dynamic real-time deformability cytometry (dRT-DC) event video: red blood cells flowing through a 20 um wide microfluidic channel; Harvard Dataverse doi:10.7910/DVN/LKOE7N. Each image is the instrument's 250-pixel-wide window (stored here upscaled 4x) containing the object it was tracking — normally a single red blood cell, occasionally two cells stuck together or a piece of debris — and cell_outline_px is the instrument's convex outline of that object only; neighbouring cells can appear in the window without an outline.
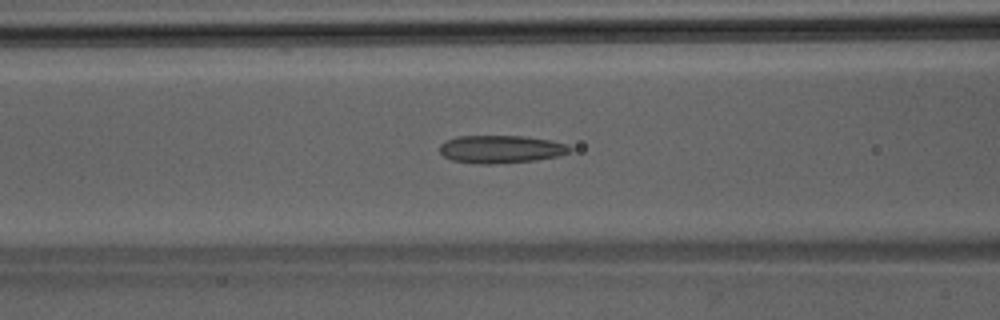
{"species": "Egyptian fruit bat (a non-hibernating species)", "species_latin": "Rousettus aegyptiacus", "temperature_condition": "room temperature", "stored_images_in_passage": 46, "camera_frame_rate_fps": 3000, "um_per_image_px": 0.085, "animal": {"sex": "male"}, "frame": {"image": 1, "passage_image": 19, "time_ms": 6.0, "image_size_px": [1000, 320], "cell_outline_px": [[572, 148], [568, 152], [560, 156], [536, 160], [492, 164], [480, 164], [452, 160], [444, 156], [440, 152], [440, 144], [444, 140], [456, 136], [524, 136], [548, 140], [564, 144]], "centroid_in_image_um": [42.53, 12.68], "position_along_channel_um": 124.1, "area_um2": 21.04}}
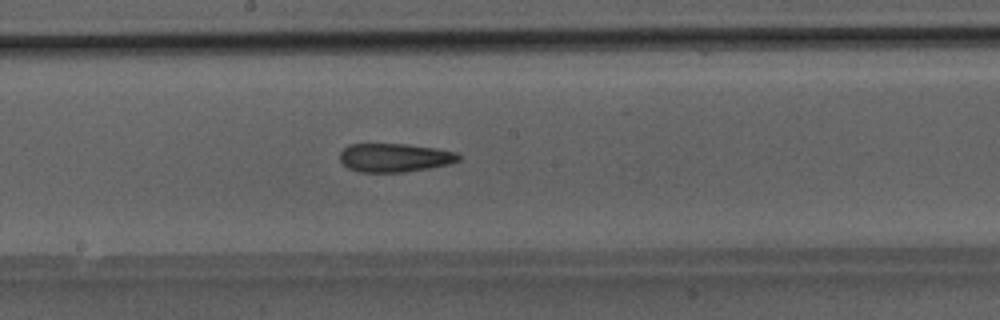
{"frame": {"image": 2, "passage_image": 25, "time_ms": 8.0, "image_size_px": [1000, 320], "cell_outline_px": [[460, 160], [448, 164], [428, 168], [404, 172], [360, 172], [348, 168], [340, 160], [340, 152], [348, 144], [404, 144], [436, 148], [456, 152], [460, 156]], "centroid_in_image_um": [33.53, 13.4], "position_along_channel_um": 214.7, "area_um2": 19.71}}
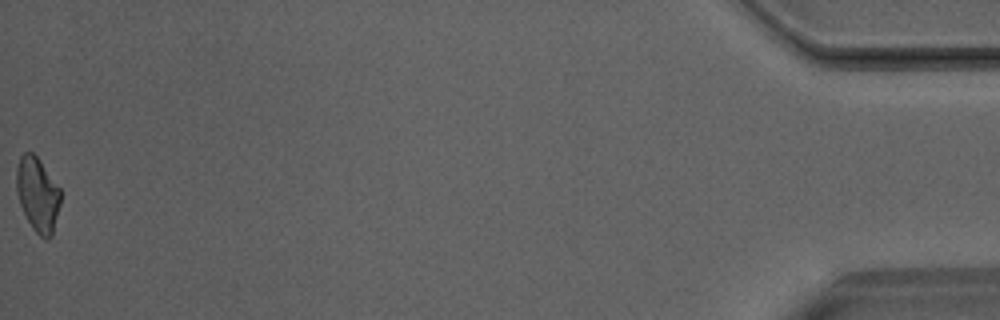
{"frame": {"image": 3, "passage_image": 46, "time_ms": 15.0, "image_size_px": [1000, 320], "cell_outline_px": [[60, 204], [52, 236], [48, 240], [40, 236], [32, 228], [20, 204], [16, 192], [16, 168], [20, 156], [24, 152], [32, 152], [40, 160], [60, 188]], "centroid_in_image_um": [3.19, 16.52], "position_along_channel_um": 432.0, "area_um2": 19.13}}